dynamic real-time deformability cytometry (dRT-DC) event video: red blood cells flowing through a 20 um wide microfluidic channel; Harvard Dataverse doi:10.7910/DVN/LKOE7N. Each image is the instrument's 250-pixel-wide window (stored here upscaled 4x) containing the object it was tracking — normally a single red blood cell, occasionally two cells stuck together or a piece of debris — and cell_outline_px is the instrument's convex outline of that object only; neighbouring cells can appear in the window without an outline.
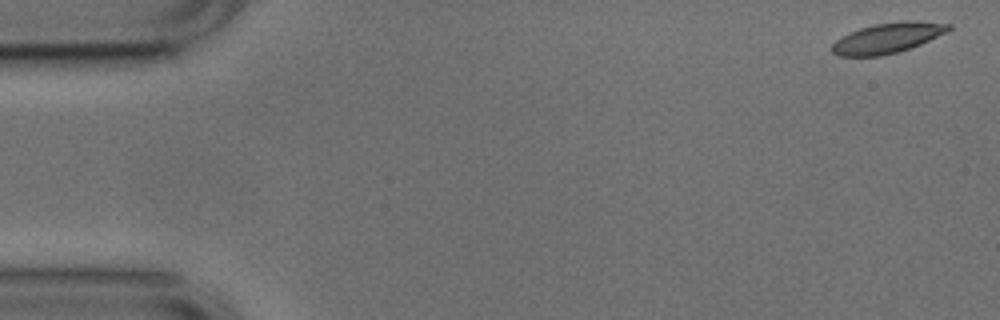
{"species": "common noctule bat (a hibernating species)", "species_latin": "Nyctalus noctula", "temperature_condition": "cold", "stored_images_in_passage": 19, "camera_frame_rate_fps": 3000, "um_per_image_px": 0.085, "animal": {"sex": "male", "body_mass_g": 17.9, "forearm_length_mm": 54.2}, "frame": {"image": 1, "passage_image": 1, "time_ms": 0.0, "image_size_px": [1000, 320], "cell_outline_px": [[952, 28], [948, 32], [920, 44], [896, 52], [880, 56], [840, 56], [832, 52], [832, 44], [836, 40], [860, 28], [876, 24], [904, 20], [916, 20], [952, 24]], "centroid_in_image_um": [75.5, 3.21], "position_along_channel_um": 9.5, "area_um2": 20.4}}
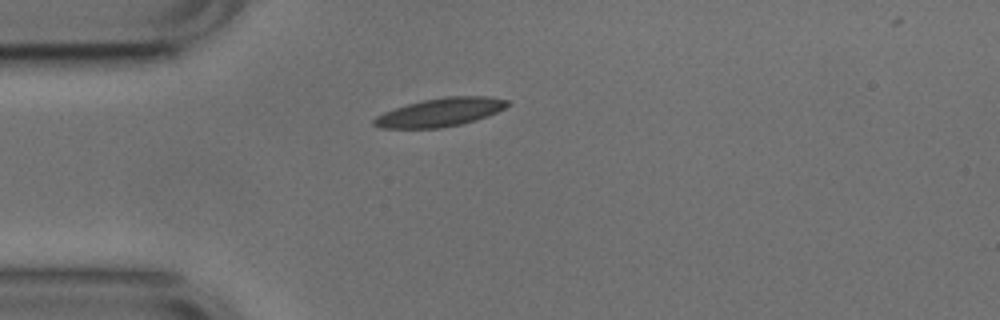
{"frame": {"image": 2, "passage_image": 13, "time_ms": 4.0, "image_size_px": [1000, 320], "cell_outline_px": [[512, 104], [488, 116], [476, 120], [460, 124], [440, 128], [380, 128], [372, 124], [372, 120], [376, 116], [384, 112], [408, 104], [424, 100], [448, 96], [488, 96], [508, 100]], "centroid_in_image_um": [37.44, 9.54], "position_along_channel_um": 47.6, "area_um2": 22.02}}